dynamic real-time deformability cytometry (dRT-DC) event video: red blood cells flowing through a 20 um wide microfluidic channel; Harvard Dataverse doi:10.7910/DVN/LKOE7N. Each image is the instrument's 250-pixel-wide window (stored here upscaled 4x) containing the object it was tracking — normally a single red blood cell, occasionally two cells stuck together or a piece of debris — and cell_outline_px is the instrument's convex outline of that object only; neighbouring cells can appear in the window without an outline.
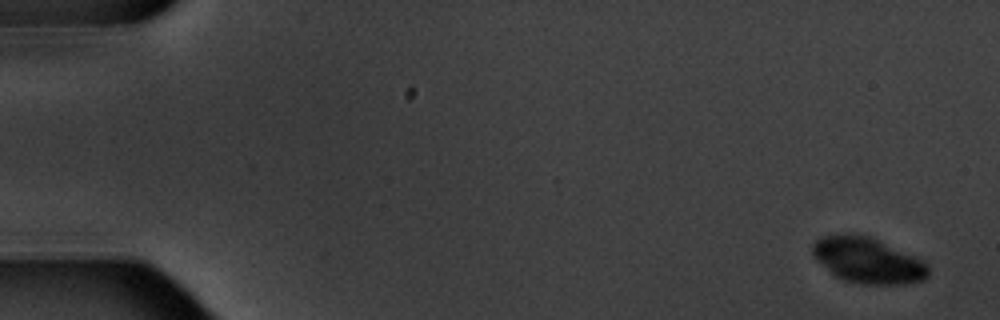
{"species": "common noctule bat (a hibernating species)", "species_latin": "Nyctalus noctula", "temperature_condition": "warm", "stored_images_in_passage": 9, "camera_frame_rate_fps": 3000, "um_per_image_px": 0.085, "animal": {"sex": "male", "body_mass_g": 20.1, "forearm_length_mm": 53.5}, "frame": {"image": 1, "passage_image": 1, "time_ms": 0.0, "image_size_px": [1000, 320], "cell_outline_px": [[928, 276], [924, 280], [904, 284], [860, 284], [844, 280], [836, 276], [816, 260], [812, 252], [812, 244], [820, 236], [848, 232], [868, 236], [912, 256], [920, 260], [928, 268]], "centroid_in_image_um": [73.69, 22.12], "position_along_channel_um": 11.3, "area_um2": 30.46}}
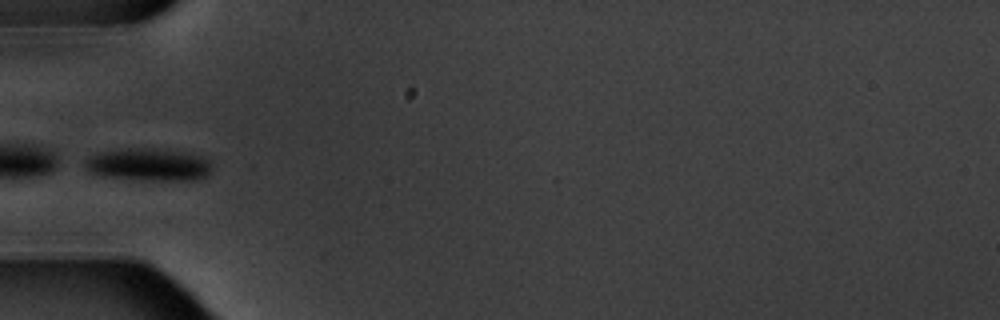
{"frame": {"image": 2, "passage_image": 6, "time_ms": 6.0, "image_size_px": [1000, 320], "cell_outline_px": [[212, 168], [208, 176], [196, 180], [140, 180], [100, 176], [88, 172], [84, 164], [84, 160], [88, 156], [100, 152], [128, 148], [152, 148], [200, 156], [208, 160]], "centroid_in_image_um": [12.57, 14.01], "position_along_channel_um": 72.4, "area_um2": 24.1}}
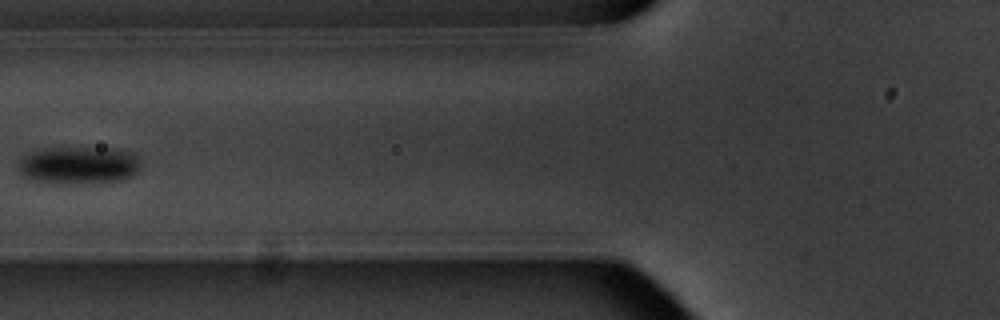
{"frame": {"image": 3, "passage_image": 7, "time_ms": 7.333, "image_size_px": [1000, 320], "cell_outline_px": [[136, 172], [120, 180], [40, 180], [24, 176], [20, 172], [20, 164], [32, 152], [40, 148], [108, 148], [132, 152], [136, 156]], "centroid_in_image_um": [6.71, 13.96], "position_along_channel_um": 119.1, "area_um2": 24.45}}